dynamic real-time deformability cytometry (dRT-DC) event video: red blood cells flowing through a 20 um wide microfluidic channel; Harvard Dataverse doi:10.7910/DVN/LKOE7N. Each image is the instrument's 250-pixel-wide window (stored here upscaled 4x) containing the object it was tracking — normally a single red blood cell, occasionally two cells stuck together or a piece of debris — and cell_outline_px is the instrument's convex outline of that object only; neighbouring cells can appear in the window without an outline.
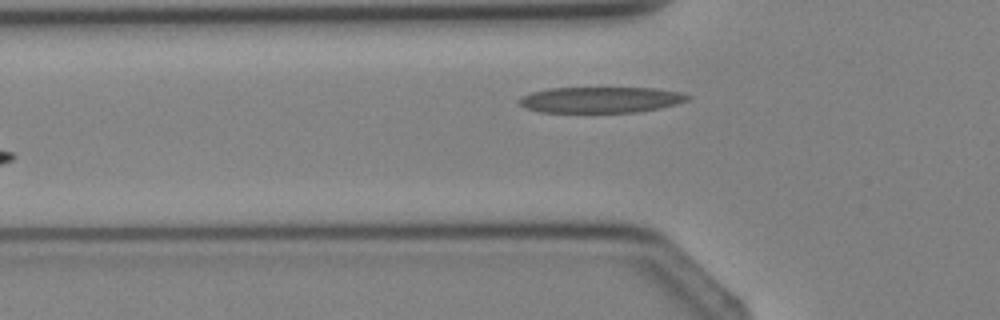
{"species": "Egyptian fruit bat (a non-hibernating species)", "species_latin": "Rousettus aegyptiacus", "temperature_condition": "cold", "stored_images_in_passage": 3, "camera_frame_rate_fps": 3000, "um_per_image_px": 0.085, "animal": {"sex": "female"}, "frame": {"image": 1, "passage_image": 3, "time_ms": 2.333, "image_size_px": [1000, 320], "cell_outline_px": [[692, 96], [688, 100], [676, 104], [660, 108], [636, 112], [540, 112], [524, 108], [520, 104], [520, 100], [524, 96], [532, 92], [548, 88], [656, 88], [680, 92]], "centroid_in_image_um": [51.09, 8.48], "position_along_channel_um": 74.7, "area_um2": 25.37}}